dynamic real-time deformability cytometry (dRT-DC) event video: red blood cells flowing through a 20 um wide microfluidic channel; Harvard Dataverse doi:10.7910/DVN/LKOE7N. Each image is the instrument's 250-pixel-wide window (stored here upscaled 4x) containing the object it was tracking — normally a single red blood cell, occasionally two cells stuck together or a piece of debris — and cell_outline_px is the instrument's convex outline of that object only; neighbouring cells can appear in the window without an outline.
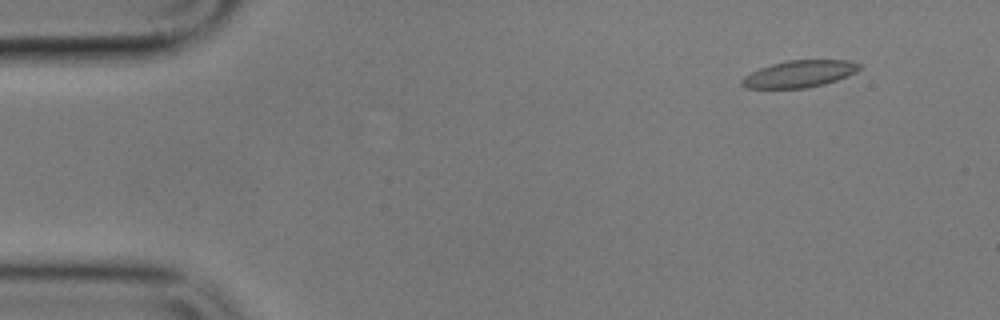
{"species": "common noctule bat (a hibernating species)", "species_latin": "Nyctalus noctula", "temperature_condition": "cold", "stored_images_in_passage": 5, "camera_frame_rate_fps": 3000, "um_per_image_px": 0.085, "animal": {"sex": "male", "body_mass_g": 17.9}, "frame": {"image": 1, "passage_image": 2, "time_ms": 1.0, "image_size_px": [1000, 320], "cell_outline_px": [[860, 68], [856, 72], [848, 76], [824, 84], [804, 88], [744, 88], [740, 84], [740, 80], [744, 76], [760, 68], [772, 64], [788, 60], [848, 60], [860, 64]], "centroid_in_image_um": [67.93, 6.28], "position_along_channel_um": 17.1, "area_um2": 18.38}}
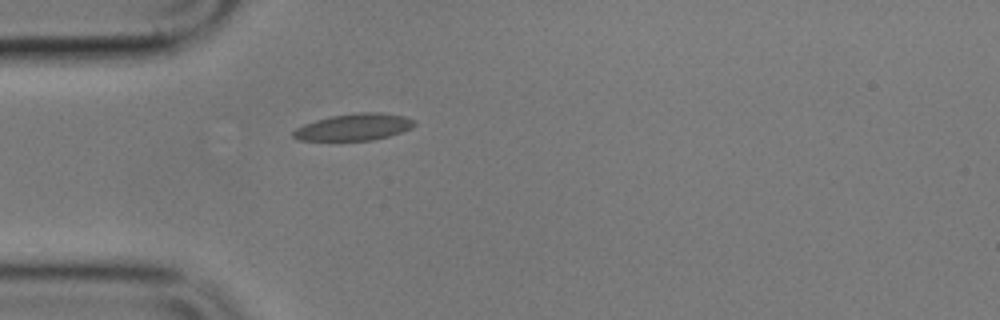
{"frame": {"image": 2, "passage_image": 5, "time_ms": 4.667, "image_size_px": [1000, 320], "cell_outline_px": [[416, 124], [412, 128], [388, 136], [372, 140], [300, 140], [292, 136], [292, 132], [296, 128], [304, 124], [316, 120], [332, 116], [360, 112], [380, 112], [404, 116], [416, 120]], "centroid_in_image_um": [30.11, 10.79], "position_along_channel_um": 54.9, "area_um2": 18.79}}